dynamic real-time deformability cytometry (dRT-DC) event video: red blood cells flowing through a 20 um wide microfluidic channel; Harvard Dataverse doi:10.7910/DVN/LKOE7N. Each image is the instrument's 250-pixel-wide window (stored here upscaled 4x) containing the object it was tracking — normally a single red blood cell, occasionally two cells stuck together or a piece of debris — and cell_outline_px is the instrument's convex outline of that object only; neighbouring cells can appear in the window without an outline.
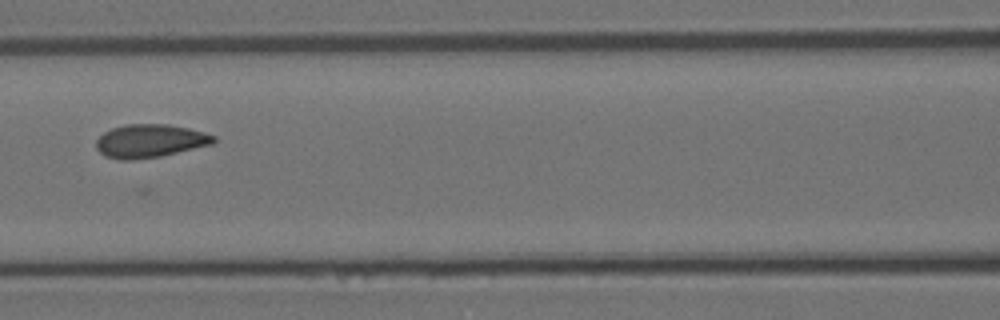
{"species": "Egyptian fruit bat (a non-hibernating species)", "species_latin": "Rousettus aegyptiacus", "temperature_condition": "room temperature", "stored_images_in_passage": 3, "camera_frame_rate_fps": 3000, "um_per_image_px": 0.085, "animal": {"sex": "female"}, "frame": {"image": 1, "passage_image": 3, "time_ms": 0.667, "image_size_px": [1000, 320], "cell_outline_px": [[216, 140], [212, 144], [160, 156], [132, 160], [120, 160], [104, 156], [96, 148], [96, 140], [104, 132], [112, 128], [124, 124], [168, 124], [188, 128], [204, 132], [216, 136]], "centroid_in_image_um": [12.73, 11.97], "position_along_channel_um": 153.9, "area_um2": 22.77}}